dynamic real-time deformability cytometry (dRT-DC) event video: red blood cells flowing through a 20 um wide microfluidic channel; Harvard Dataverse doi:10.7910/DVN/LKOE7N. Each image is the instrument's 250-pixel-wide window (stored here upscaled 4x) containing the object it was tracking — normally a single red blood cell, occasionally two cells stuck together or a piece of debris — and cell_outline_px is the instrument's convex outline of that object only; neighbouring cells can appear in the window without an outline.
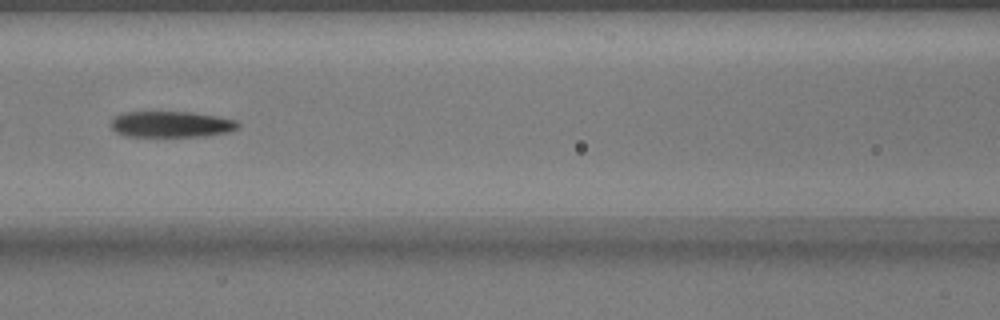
{"species": "common noctule bat (a hibernating species)", "species_latin": "Nyctalus noctula", "temperature_condition": "warm", "stored_images_in_passage": 50, "segment_of_instrument_passage": [2, 2], "camera_frame_rate_fps": 3000, "um_per_image_px": 0.085, "animal": {"sex": "male", "body_mass_g": 17.9}, "frame": {"image": 1, "passage_image": 23, "time_ms": 7.333, "image_size_px": [1000, 320], "cell_outline_px": [[240, 128], [228, 132], [204, 136], [128, 136], [116, 132], [112, 128], [112, 120], [116, 116], [124, 112], [192, 112], [216, 116], [236, 120], [240, 124]], "centroid_in_image_um": [14.6, 10.56], "position_along_channel_um": 152.0, "area_um2": 19.19}}
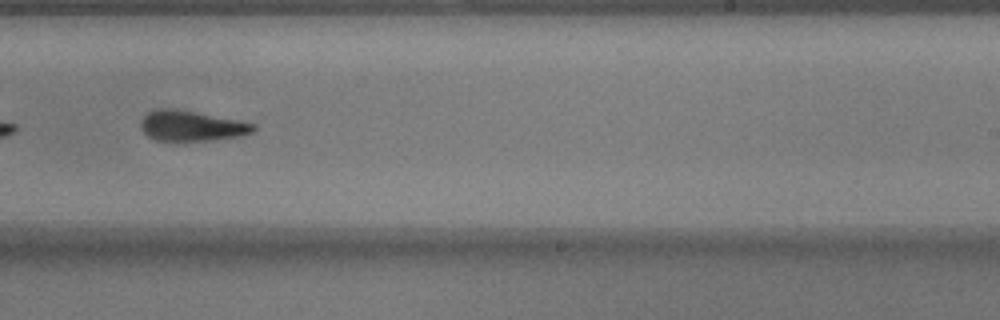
{"frame": {"image": 2, "passage_image": 32, "time_ms": 10.333, "image_size_px": [1000, 320], "cell_outline_px": [[256, 128], [252, 132], [244, 136], [212, 140], [156, 140], [148, 136], [140, 128], [140, 120], [148, 112], [156, 108], [172, 108], [236, 120], [256, 124]], "centroid_in_image_um": [16.26, 10.7], "position_along_channel_um": 272.7, "area_um2": 19.77}}
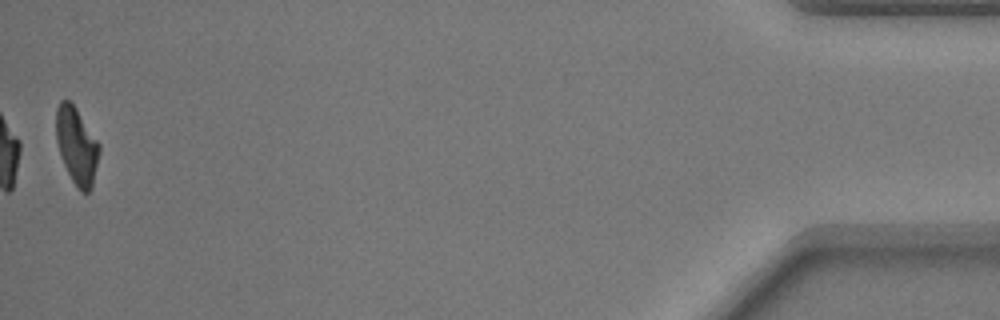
{"frame": {"image": 3, "passage_image": 50, "time_ms": 16.333, "image_size_px": [1000, 320], "cell_outline_px": [[100, 152], [92, 188], [88, 192], [80, 192], [76, 188], [60, 156], [56, 140], [56, 108], [60, 100], [68, 100], [76, 108], [100, 144]], "centroid_in_image_um": [6.52, 12.41], "position_along_channel_um": 428.7, "area_um2": 19.42}}